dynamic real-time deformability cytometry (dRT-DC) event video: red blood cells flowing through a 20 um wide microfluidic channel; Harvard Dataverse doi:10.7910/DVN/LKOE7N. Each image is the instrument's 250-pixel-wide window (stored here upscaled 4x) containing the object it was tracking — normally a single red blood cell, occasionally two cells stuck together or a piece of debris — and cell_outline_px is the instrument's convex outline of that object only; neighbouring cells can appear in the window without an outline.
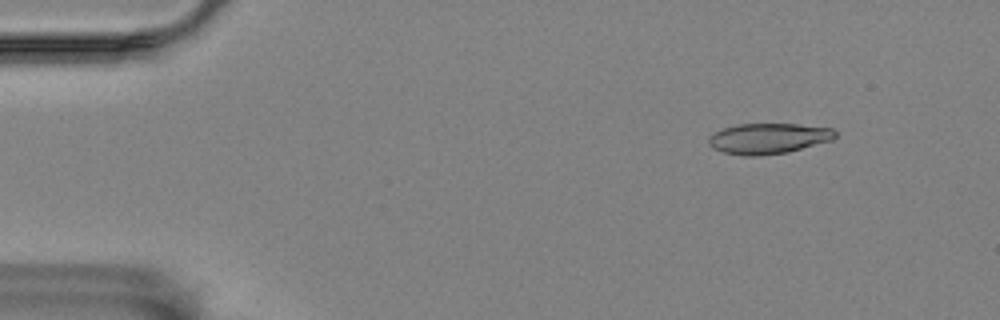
{"species": "Egyptian fruit bat (a non-hibernating species)", "species_latin": "Rousettus aegyptiacus", "temperature_condition": "room temperature", "stored_images_in_passage": 51, "camera_frame_rate_fps": 3000, "um_per_image_px": 0.085, "animal": {"sex": "female"}, "frame": {"image": 1, "passage_image": 1, "time_ms": 0.0, "image_size_px": [1000, 320], "cell_outline_px": [[836, 136], [832, 140], [788, 152], [760, 156], [744, 156], [724, 152], [712, 148], [708, 144], [708, 136], [724, 128], [736, 124], [796, 124], [832, 128], [836, 132]], "centroid_in_image_um": [65.29, 11.77], "position_along_channel_um": 19.7, "area_um2": 22.6}}
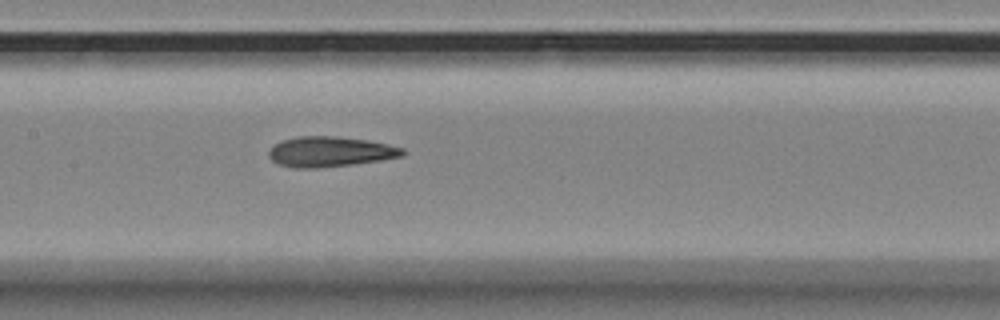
{"frame": {"image": 2, "passage_image": 22, "time_ms": 7.0, "image_size_px": [1000, 320], "cell_outline_px": [[404, 152], [400, 156], [380, 160], [352, 164], [316, 168], [292, 168], [276, 164], [268, 156], [268, 152], [280, 140], [296, 136], [336, 136], [364, 140], [388, 144], [404, 148]], "centroid_in_image_um": [27.99, 12.89], "position_along_channel_um": 179.4, "area_um2": 23.47}}
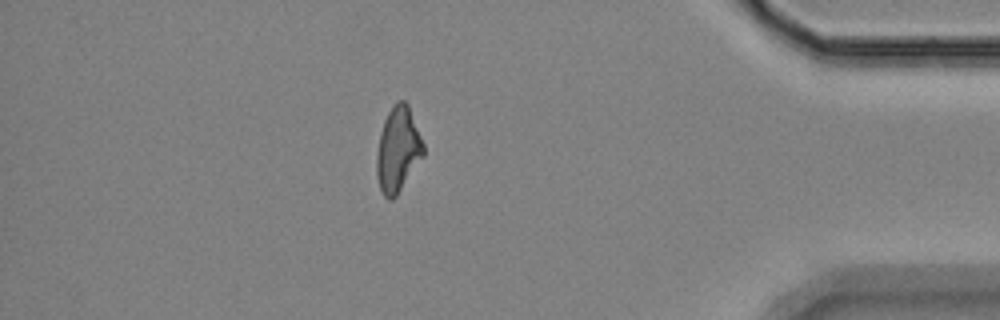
{"frame": {"image": 3, "passage_image": 44, "time_ms": 14.333, "image_size_px": [1000, 320], "cell_outline_px": [[424, 156], [396, 196], [392, 200], [388, 200], [384, 196], [380, 188], [376, 176], [376, 156], [380, 132], [384, 120], [392, 104], [396, 100], [404, 100], [408, 104], [424, 144]], "centroid_in_image_um": [33.82, 12.7], "position_along_channel_um": 401.4, "area_um2": 23.35}, "authors_computed_cell_mechanics": {"area_um2": 23.12, "velocity_mm_per_s": 3.5338, "shape_relaxation_time_tau1_ms": 9.7811, "shape_relaxation_time_tau2_ms": 2.9271, "deformation_change_tau1": 0.2182, "deformation_change_tau2": 0.1253}}